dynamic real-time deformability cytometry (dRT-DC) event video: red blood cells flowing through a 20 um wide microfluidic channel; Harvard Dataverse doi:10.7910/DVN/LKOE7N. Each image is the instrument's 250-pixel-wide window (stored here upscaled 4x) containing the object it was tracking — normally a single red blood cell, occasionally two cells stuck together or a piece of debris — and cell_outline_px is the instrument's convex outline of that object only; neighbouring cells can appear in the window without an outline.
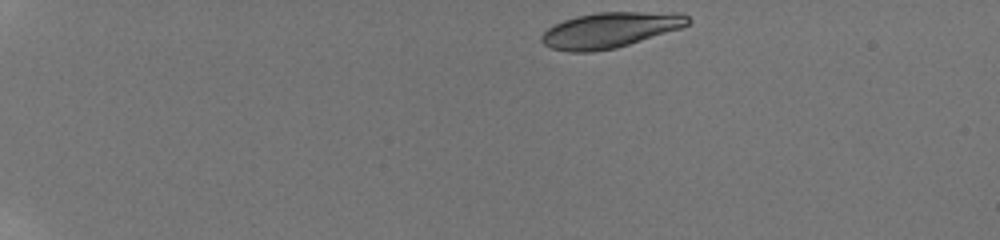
{"species": "human", "species_latin": "Homo sapiens", "temperature_condition": "room temperature", "stored_images_in_passage": 6, "camera_frame_rate_fps": 3000, "um_per_image_px": 0.085, "donor": {"sex": "male"}, "frame": {"image": 1, "passage_image": 1, "time_ms": 0.0, "image_size_px": [1000, 240], "cell_outline_px": [[692, 20], [688, 24], [680, 28], [616, 48], [592, 52], [568, 52], [552, 48], [544, 44], [540, 40], [540, 36], [548, 28], [564, 20], [576, 16], [596, 12], [680, 12], [688, 16]], "centroid_in_image_um": [51.85, 2.54], "position_along_channel_um": 33.1, "area_um2": 30.23}}
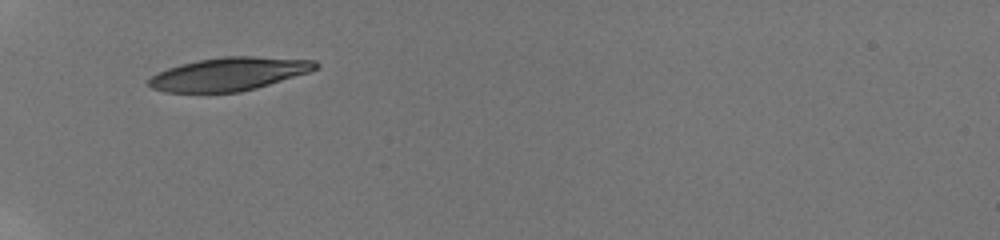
{"frame": {"image": 2, "passage_image": 5, "time_ms": 3.333, "image_size_px": [1000, 240], "cell_outline_px": [[320, 68], [308, 72], [256, 88], [240, 92], [164, 92], [152, 88], [148, 84], [148, 80], [156, 72], [180, 64], [200, 60], [224, 56], [252, 56], [316, 60], [320, 64]], "centroid_in_image_um": [19.47, 6.28], "position_along_channel_um": 65.5, "area_um2": 32.19}}